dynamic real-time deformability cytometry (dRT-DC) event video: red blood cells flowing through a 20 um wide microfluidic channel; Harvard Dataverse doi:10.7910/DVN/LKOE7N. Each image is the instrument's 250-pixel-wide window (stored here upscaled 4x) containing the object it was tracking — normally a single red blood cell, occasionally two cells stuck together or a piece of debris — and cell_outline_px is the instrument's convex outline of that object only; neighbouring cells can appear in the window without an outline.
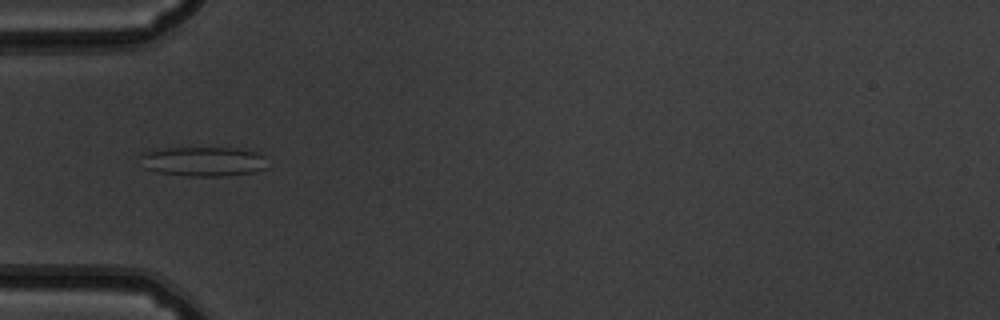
{"species": "common noctule bat (a hibernating species)", "species_latin": "Nyctalus noctula", "temperature_condition": "warm", "stored_images_in_passage": 53, "camera_frame_rate_fps": 3000, "um_per_image_px": 0.085, "animal": {"sex": "male", "body_mass_g": 19.5, "forearm_length_mm": 54.6}, "frame": {"image": 1, "passage_image": 18, "time_ms": 5.667, "image_size_px": [1000, 320], "cell_outline_px": [[268, 168], [252, 172], [224, 176], [188, 176], [156, 172], [144, 168], [140, 156], [140, 152], [164, 148], [236, 148], [256, 152], [264, 156]], "centroid_in_image_um": [17.25, 13.72], "position_along_channel_um": 67.7, "area_um2": 22.02}}
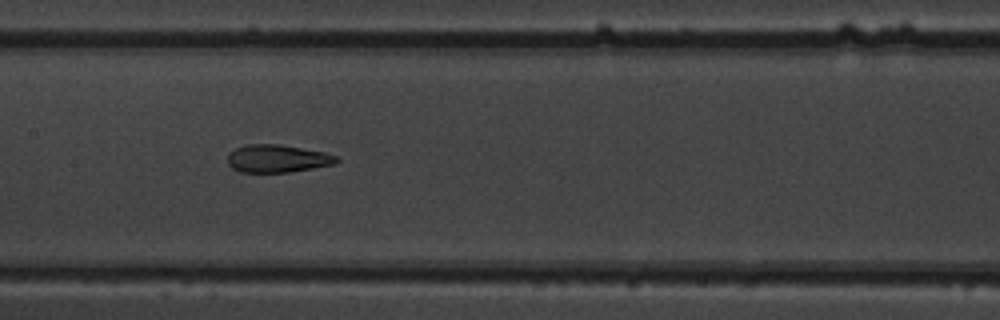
{"frame": {"image": 2, "passage_image": 27, "time_ms": 8.667, "image_size_px": [1000, 320], "cell_outline_px": [[340, 160], [336, 164], [288, 172], [240, 172], [232, 168], [228, 164], [228, 156], [236, 148], [248, 144], [280, 144], [324, 152], [336, 156]], "centroid_in_image_um": [23.59, 13.48], "position_along_channel_um": 183.8, "area_um2": 17.51}}
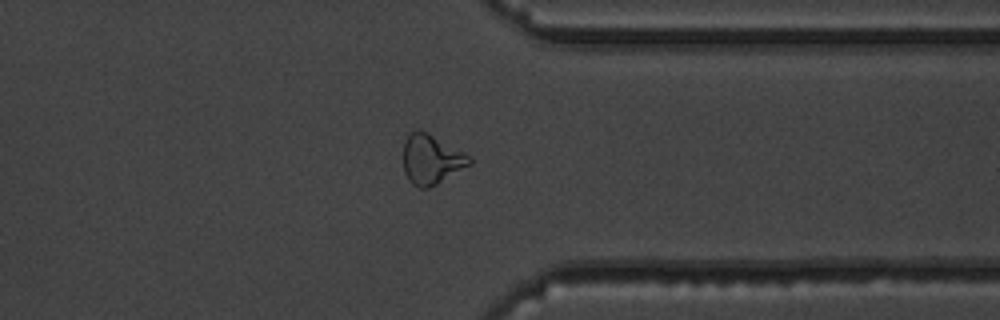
{"frame": {"image": 3, "passage_image": 42, "time_ms": 13.667, "image_size_px": [1000, 320], "cell_outline_px": [[472, 164], [436, 184], [428, 188], [420, 188], [412, 184], [408, 180], [404, 172], [404, 140], [412, 132], [420, 128], [428, 132], [472, 156]], "centroid_in_image_um": [36.68, 13.53], "position_along_channel_um": 374.7, "area_um2": 19.31}, "authors_computed_cell_mechanics": {"area_um2": 19.363, "velocity_mm_per_s": 3.8775, "shape_relaxation_time_tau1_ms": null, "shape_relaxation_time_tau2_ms": 1.8941, "deformation_change_tau1": null, "deformation_change_tau2": 0.114}}